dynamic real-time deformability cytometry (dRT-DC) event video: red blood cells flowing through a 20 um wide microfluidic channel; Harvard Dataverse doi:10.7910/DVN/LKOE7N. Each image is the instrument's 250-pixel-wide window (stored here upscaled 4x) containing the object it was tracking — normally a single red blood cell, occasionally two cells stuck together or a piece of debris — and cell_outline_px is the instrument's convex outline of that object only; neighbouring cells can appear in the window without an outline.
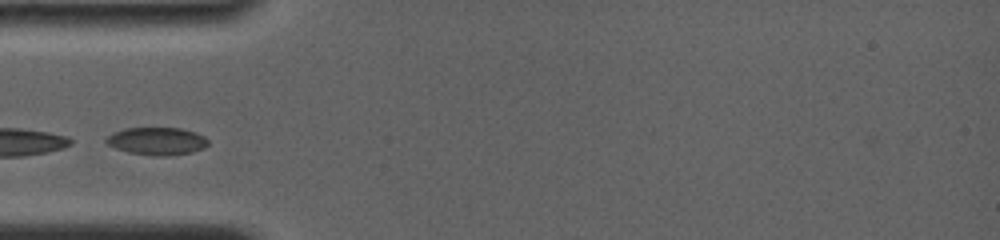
{"species": "common noctule bat (a hibernating species)", "species_latin": "Nyctalus noctula", "temperature_condition": "room temperature", "stored_images_in_passage": 18, "camera_frame_rate_fps": 4000, "um_per_image_px": 0.085, "animal": {"sex": "female", "body_mass_g": 19.0, "forearm_length_mm": 56.7}, "frame": {"image": 1, "passage_image": 1, "time_ms": 0.0, "image_size_px": [1000, 240], "cell_outline_px": [[208, 144], [204, 148], [192, 152], [168, 156], [152, 156], [128, 152], [116, 148], [108, 144], [104, 140], [112, 132], [124, 128], [180, 128], [196, 132], [204, 136], [208, 140]], "centroid_in_image_um": [13.34, 11.99], "position_along_channel_um": 71.7, "area_um2": 16.53}}